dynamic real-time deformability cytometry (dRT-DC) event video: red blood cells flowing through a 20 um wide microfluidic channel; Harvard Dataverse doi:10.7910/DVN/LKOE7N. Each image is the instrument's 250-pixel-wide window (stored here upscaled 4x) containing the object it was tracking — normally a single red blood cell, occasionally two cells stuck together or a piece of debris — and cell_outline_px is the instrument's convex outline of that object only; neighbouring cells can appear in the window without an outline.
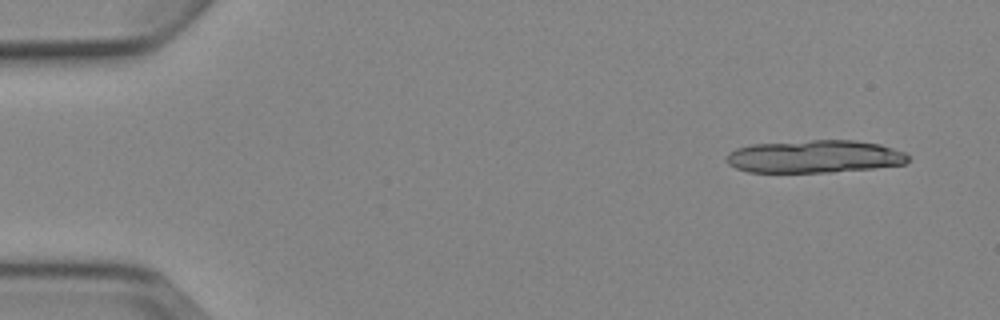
{"species": "Egyptian fruit bat (a non-hibernating species)", "species_latin": "Rousettus aegyptiacus", "temperature_condition": "cold", "stored_images_in_passage": 4, "camera_frame_rate_fps": 3000, "um_per_image_px": 0.085, "animal": {"sex": "female"}, "frame": {"image": 1, "passage_image": 1, "time_ms": 0.0, "image_size_px": [1000, 320], "cell_outline_px": [[908, 160], [904, 164], [872, 168], [832, 172], [748, 172], [736, 168], [728, 164], [724, 160], [724, 156], [728, 152], [736, 148], [752, 144], [812, 140], [856, 140], [880, 144], [904, 152], [908, 156]], "centroid_in_image_um": [69.18, 13.3], "position_along_channel_um": 15.8, "area_um2": 34.8}}